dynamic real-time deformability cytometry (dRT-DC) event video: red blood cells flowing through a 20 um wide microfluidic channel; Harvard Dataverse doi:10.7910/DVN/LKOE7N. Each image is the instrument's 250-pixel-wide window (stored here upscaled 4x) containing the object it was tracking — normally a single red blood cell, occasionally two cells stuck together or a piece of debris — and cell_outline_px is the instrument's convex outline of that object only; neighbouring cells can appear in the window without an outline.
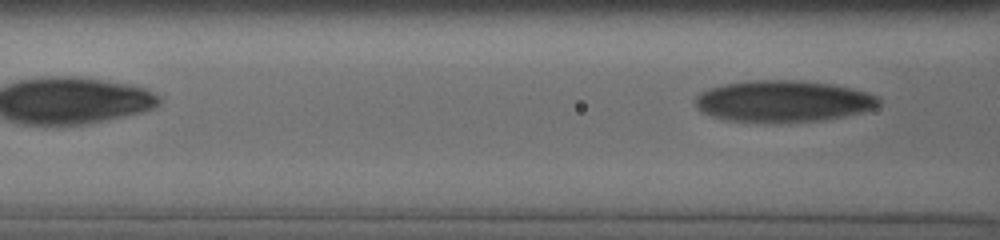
{"species": "human", "species_latin": "Homo sapiens", "temperature_condition": "cold", "stored_images_in_passage": 6, "segment_of_instrument_passage": [2, 2], "camera_frame_rate_fps": 3000, "um_per_image_px": 0.085, "donor": {"sex": "male"}, "frame": {"image": 1, "passage_image": 6, "time_ms": 3.333, "image_size_px": [1000, 240], "cell_outline_px": [[880, 104], [872, 108], [860, 112], [844, 116], [824, 120], [772, 124], [768, 124], [724, 120], [700, 112], [696, 108], [696, 96], [700, 92], [708, 88], [724, 84], [756, 80], [800, 80], [828, 84], [852, 88], [876, 96], [880, 100]], "centroid_in_image_um": [66.5, 8.63], "position_along_channel_um": 100.1, "area_um2": 44.85}}